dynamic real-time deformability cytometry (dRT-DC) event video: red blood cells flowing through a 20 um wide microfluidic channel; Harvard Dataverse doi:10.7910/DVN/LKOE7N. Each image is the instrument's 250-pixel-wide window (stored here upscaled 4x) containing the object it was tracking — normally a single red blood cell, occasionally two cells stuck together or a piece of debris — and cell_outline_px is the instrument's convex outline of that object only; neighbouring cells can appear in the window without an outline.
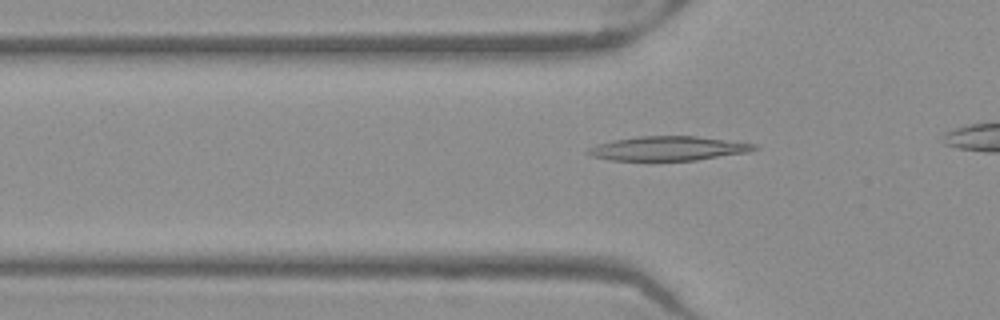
{"species": "Egyptian fruit bat (a non-hibernating species)", "species_latin": "Rousettus aegyptiacus", "temperature_condition": "warm", "stored_images_in_passage": 31, "camera_frame_rate_fps": 3000, "um_per_image_px": 0.085, "frame": {"image": 1, "passage_image": 6, "time_ms": 1.667, "image_size_px": [1000, 320], "cell_outline_px": [[760, 148], [748, 152], [696, 160], [608, 160], [592, 156], [584, 152], [588, 148], [596, 144], [616, 140], [640, 136], [696, 136], [756, 144]], "centroid_in_image_um": [56.78, 12.62], "position_along_channel_um": 69.0, "area_um2": 23.35}}
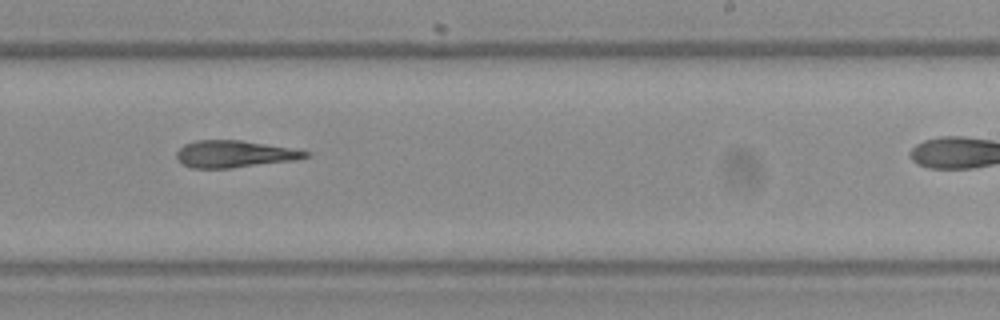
{"frame": {"image": 2, "passage_image": 21, "time_ms": 6.667, "image_size_px": [1000, 320], "cell_outline_px": [[312, 156], [296, 160], [232, 168], [192, 168], [180, 164], [176, 160], [176, 152], [184, 144], [196, 140], [240, 140], [296, 148], [308, 152]], "centroid_in_image_um": [19.93, 13.09], "position_along_channel_um": 269.1, "area_um2": 20.63}}
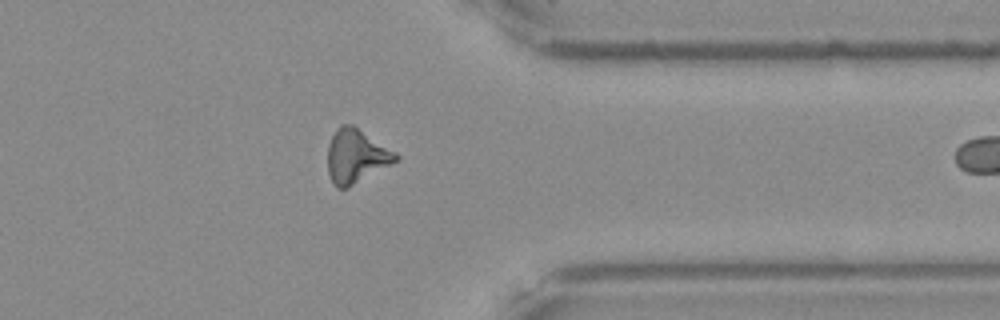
{"frame": {"image": 3, "passage_image": 30, "time_ms": 9.667, "image_size_px": [1000, 320], "cell_outline_px": [[400, 160], [348, 188], [336, 188], [332, 184], [328, 172], [328, 144], [332, 136], [340, 124], [352, 124], [396, 152], [400, 156]], "centroid_in_image_um": [30.28, 13.29], "position_along_channel_um": 381.1, "area_um2": 21.56}}